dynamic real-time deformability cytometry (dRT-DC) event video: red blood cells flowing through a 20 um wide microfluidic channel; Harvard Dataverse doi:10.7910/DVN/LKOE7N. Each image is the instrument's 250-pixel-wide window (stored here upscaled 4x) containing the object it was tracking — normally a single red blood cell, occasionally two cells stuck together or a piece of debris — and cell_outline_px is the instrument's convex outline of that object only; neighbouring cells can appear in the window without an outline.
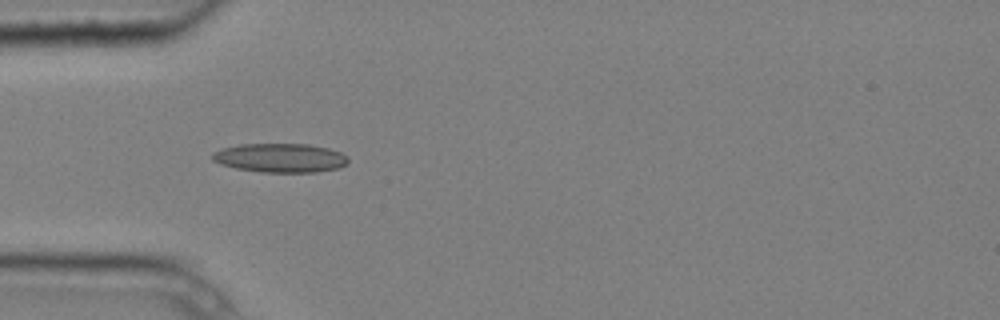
{"species": "common noctule bat (a hibernating species)", "species_latin": "Nyctalus noctula", "temperature_condition": "cold", "stored_images_in_passage": 7, "camera_frame_rate_fps": 3000, "um_per_image_px": 0.085, "animal": {"sex": "male", "body_mass_g": 20.4}, "frame": {"image": 1, "passage_image": 5, "time_ms": 1.333, "image_size_px": [1000, 320], "cell_outline_px": [[348, 164], [340, 168], [316, 172], [260, 172], [236, 168], [220, 164], [212, 160], [212, 152], [220, 148], [240, 144], [308, 144], [328, 148], [340, 152], [348, 156]], "centroid_in_image_um": [23.82, 13.42], "position_along_channel_um": 61.2, "area_um2": 23.18}}
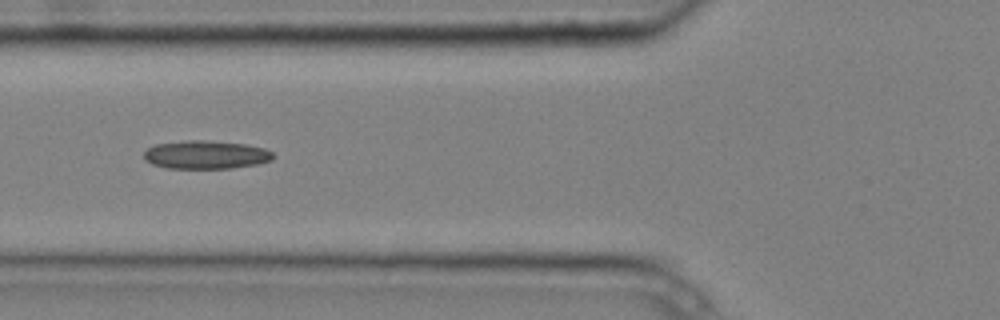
{"frame": {"image": 2, "passage_image": 6, "time_ms": 1.667, "image_size_px": [1000, 320], "cell_outline_px": [[272, 160], [256, 164], [232, 168], [168, 168], [152, 164], [144, 160], [144, 152], [148, 148], [156, 144], [184, 140], [204, 140], [244, 144], [264, 148], [272, 152]], "centroid_in_image_um": [17.46, 13.15], "position_along_channel_um": 108.3, "area_um2": 21.21}}
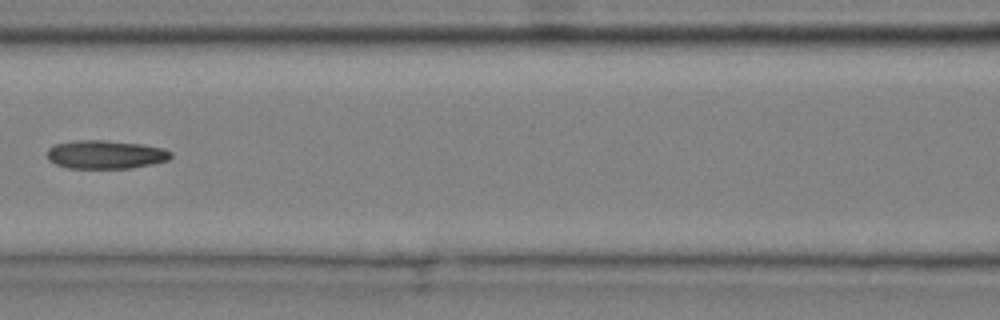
{"frame": {"image": 3, "passage_image": 7, "time_ms": 2.0, "image_size_px": [1000, 320], "cell_outline_px": [[172, 156], [168, 160], [152, 164], [132, 168], [68, 168], [56, 164], [48, 160], [48, 148], [56, 144], [76, 140], [104, 140], [144, 144], [164, 148], [172, 152]], "centroid_in_image_um": [9.0, 13.13], "position_along_channel_um": 157.6, "area_um2": 20.63}}